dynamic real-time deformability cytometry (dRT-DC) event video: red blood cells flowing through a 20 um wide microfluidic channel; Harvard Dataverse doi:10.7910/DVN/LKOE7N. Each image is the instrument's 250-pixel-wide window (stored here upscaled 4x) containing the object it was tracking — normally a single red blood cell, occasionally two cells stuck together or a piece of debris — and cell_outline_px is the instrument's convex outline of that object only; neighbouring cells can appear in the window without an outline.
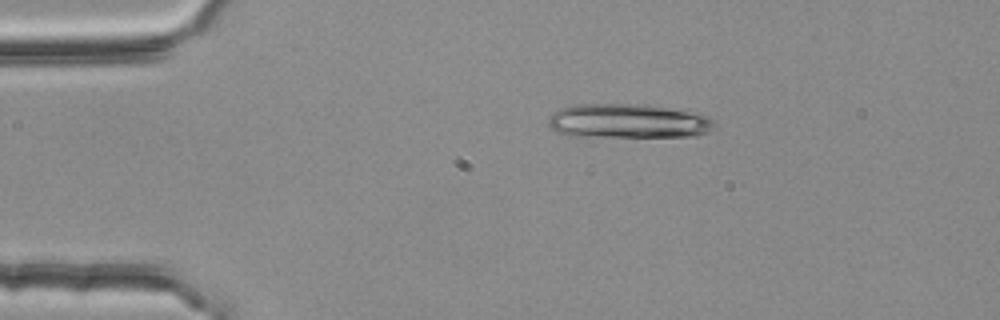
{"species": "common noctule bat (a hibernating species)", "species_latin": "Nyctalus noctula", "temperature_condition": "room temperature", "stored_images_in_passage": 9, "camera_frame_rate_fps": 3000, "um_per_image_px": 0.085, "animal": {"sex": "female", "body_mass_g": 25.1}, "frame": {"image": 1, "passage_image": 2, "time_ms": 0.333, "image_size_px": [1000, 320], "cell_outline_px": [[712, 128], [708, 132], [696, 136], [568, 136], [556, 132], [548, 124], [548, 120], [552, 112], [560, 108], [576, 104], [640, 104], [688, 108], [712, 120]], "centroid_in_image_um": [53.39, 10.27], "position_along_channel_um": 31.6, "area_um2": 33.58}}